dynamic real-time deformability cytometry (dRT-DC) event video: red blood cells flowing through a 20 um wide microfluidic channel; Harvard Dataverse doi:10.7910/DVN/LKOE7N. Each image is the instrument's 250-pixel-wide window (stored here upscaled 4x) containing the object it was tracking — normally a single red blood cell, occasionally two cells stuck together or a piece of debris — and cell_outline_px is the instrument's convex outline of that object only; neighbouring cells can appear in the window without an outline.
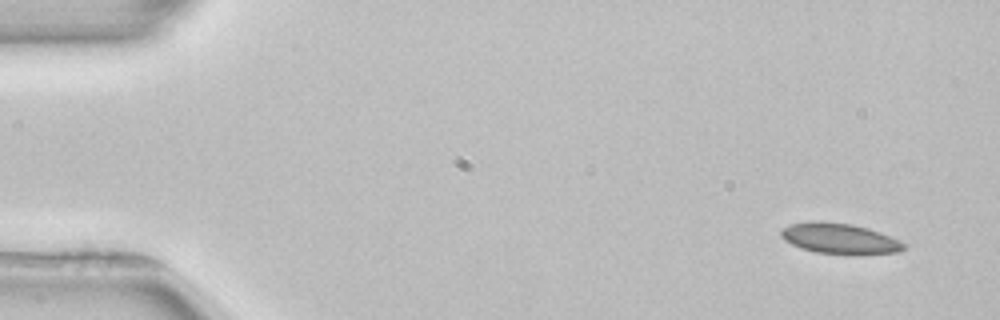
{"species": "common noctule bat (a hibernating species)", "species_latin": "Nyctalus noctula", "temperature_condition": "room temperature", "stored_images_in_passage": 50, "camera_frame_rate_fps": 3000, "um_per_image_px": 0.085, "animal": {"sex": "female", "body_mass_g": 22.7, "forearm_length_mm": 54.2}, "frame": {"image": 1, "passage_image": 1, "time_ms": 0.0, "image_size_px": [1000, 320], "cell_outline_px": [[908, 244], [900, 252], [864, 256], [856, 256], [816, 252], [800, 248], [784, 240], [780, 236], [780, 232], [788, 224], [812, 220], [820, 220], [852, 224], [868, 228], [880, 232], [900, 240]], "centroid_in_image_um": [71.41, 20.29], "position_along_channel_um": 13.6, "area_um2": 22.72}}
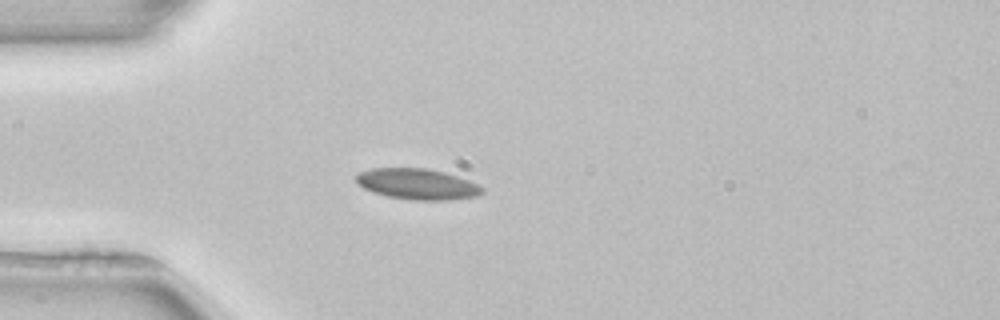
{"frame": {"image": 2, "passage_image": 12, "time_ms": 3.667, "image_size_px": [1000, 320], "cell_outline_px": [[484, 192], [480, 196], [448, 200], [412, 200], [388, 196], [372, 192], [364, 188], [352, 176], [360, 172], [372, 168], [424, 168], [444, 172], [468, 180], [484, 188]], "centroid_in_image_um": [35.47, 15.65], "position_along_channel_um": 49.5, "area_um2": 22.66}}
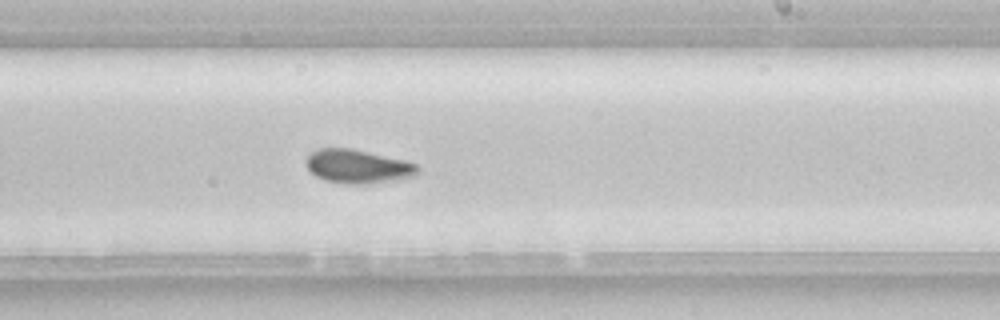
{"frame": {"image": 3, "passage_image": 29, "time_ms": 9.333, "image_size_px": [1000, 320], "cell_outline_px": [[420, 168], [416, 176], [400, 180], [368, 184], [348, 184], [324, 180], [316, 176], [304, 164], [304, 160], [316, 148], [348, 148], [404, 160], [416, 164]], "centroid_in_image_um": [30.42, 14.16], "position_along_channel_um": 258.6, "area_um2": 22.08}, "authors_computed_cell_mechanics": {"area_um2": 21.675, "velocity_mm_per_s": 3.923, "shape_relaxation_time_tau1_ms": null, "shape_relaxation_time_tau2_ms": 1.6887, "deformation_change_tau1": null, "deformation_change_tau2": 0.0526}}